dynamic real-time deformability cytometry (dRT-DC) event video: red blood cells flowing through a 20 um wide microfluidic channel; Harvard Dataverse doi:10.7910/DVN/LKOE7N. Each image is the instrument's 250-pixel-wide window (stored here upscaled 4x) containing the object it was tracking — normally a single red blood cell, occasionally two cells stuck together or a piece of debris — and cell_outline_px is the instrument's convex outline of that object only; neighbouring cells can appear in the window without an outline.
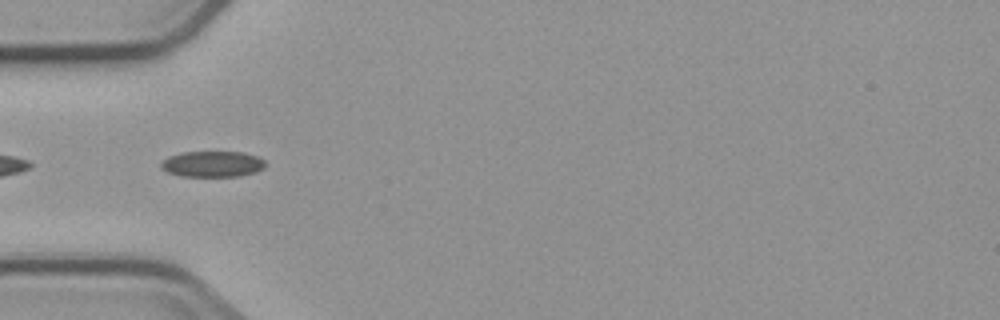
{"species": "common noctule bat (a hibernating species)", "species_latin": "Nyctalus noctula", "temperature_condition": "cold", "stored_images_in_passage": 7, "camera_frame_rate_fps": 3000, "um_per_image_px": 0.085, "animal": {"sex": "male", "body_mass_g": 23.1, "forearm_length_mm": 52.7}, "frame": {"image": 1, "passage_image": 4, "time_ms": 3.667, "image_size_px": [1000, 320], "cell_outline_px": [[268, 164], [264, 168], [256, 172], [240, 176], [184, 176], [168, 172], [160, 168], [160, 164], [168, 156], [184, 152], [244, 152], [256, 156], [264, 160]], "centroid_in_image_um": [18.09, 13.94], "position_along_channel_um": 66.9, "area_um2": 15.78}}
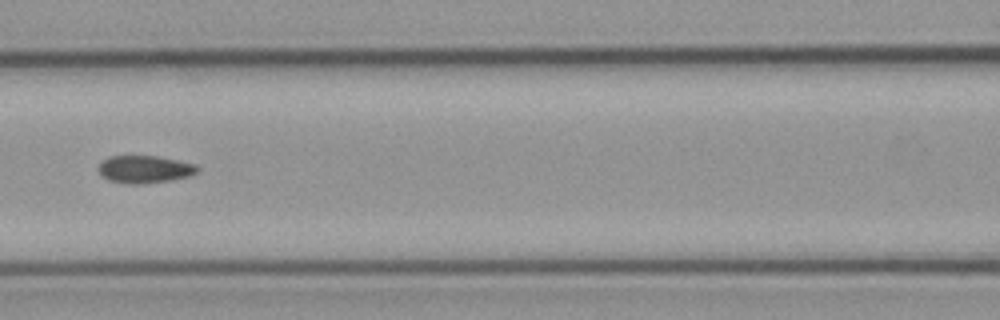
{"frame": {"image": 2, "passage_image": 6, "time_ms": 6.0, "image_size_px": [1000, 320], "cell_outline_px": [[200, 168], [196, 172], [188, 176], [168, 180], [140, 184], [128, 184], [108, 180], [96, 168], [108, 156], [156, 156], [196, 164]], "centroid_in_image_um": [12.28, 14.38], "position_along_channel_um": 154.3, "area_um2": 15.66}}
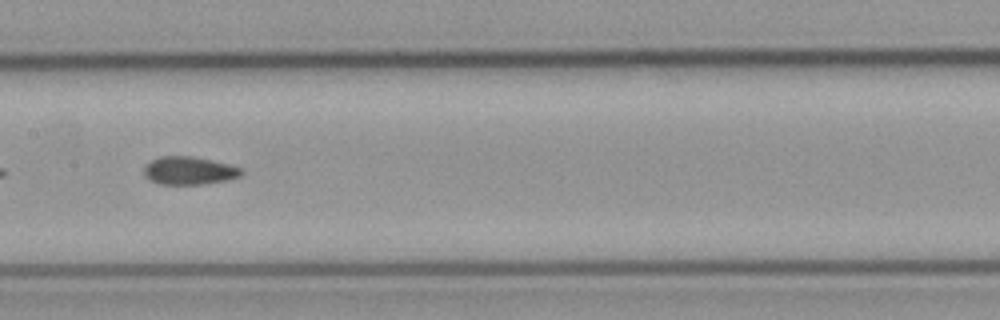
{"frame": {"image": 3, "passage_image": 7, "time_ms": 7.0, "image_size_px": [1000, 320], "cell_outline_px": [[244, 172], [240, 176], [228, 180], [200, 184], [160, 184], [148, 180], [144, 176], [144, 164], [160, 156], [188, 156], [228, 164], [240, 168]], "centroid_in_image_um": [16.02, 14.51], "position_along_channel_um": 191.4, "area_um2": 15.78}}